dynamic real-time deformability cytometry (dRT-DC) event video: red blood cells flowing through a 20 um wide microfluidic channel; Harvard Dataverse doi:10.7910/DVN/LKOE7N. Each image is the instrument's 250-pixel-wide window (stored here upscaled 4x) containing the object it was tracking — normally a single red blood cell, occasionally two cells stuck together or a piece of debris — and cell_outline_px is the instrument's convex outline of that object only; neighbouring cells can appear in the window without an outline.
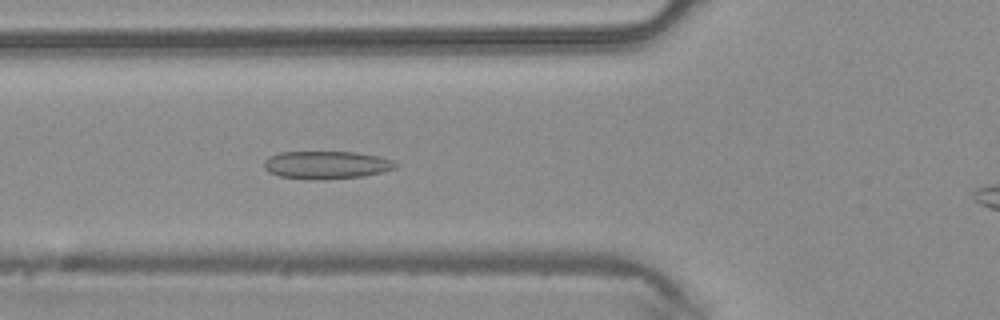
{"species": "common noctule bat (a hibernating species)", "species_latin": "Nyctalus noctula", "temperature_condition": "warm", "stored_images_in_passage": 39, "camera_frame_rate_fps": 3000, "um_per_image_px": 0.085, "animal": {"sex": "male", "body_mass_g": 20.4}, "frame": {"image": 1, "passage_image": 14, "time_ms": 4.333, "image_size_px": [1000, 320], "cell_outline_px": [[396, 168], [380, 172], [360, 176], [324, 180], [312, 180], [280, 176], [268, 172], [264, 168], [264, 160], [268, 156], [280, 152], [356, 152], [380, 156], [392, 160], [396, 164]], "centroid_in_image_um": [27.7, 14.02], "position_along_channel_um": 98.1, "area_um2": 21.39}}
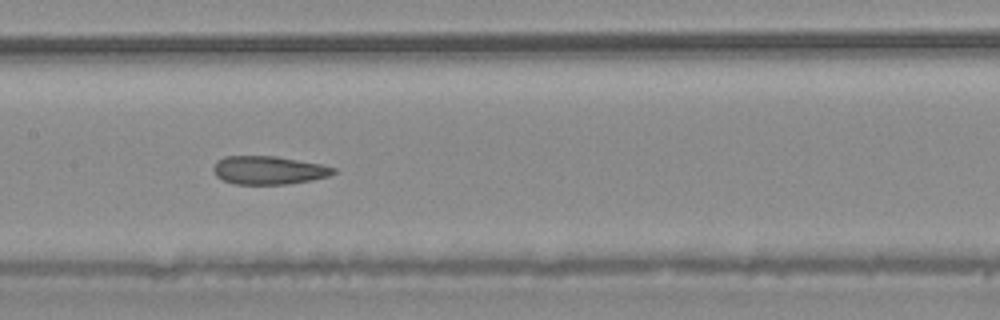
{"frame": {"image": 2, "passage_image": 20, "time_ms": 6.333, "image_size_px": [1000, 320], "cell_outline_px": [[336, 172], [328, 176], [312, 180], [288, 184], [236, 184], [224, 180], [216, 176], [212, 168], [216, 160], [224, 156], [276, 156], [320, 164], [336, 168]], "centroid_in_image_um": [22.81, 14.46], "position_along_channel_um": 184.6, "area_um2": 19.83}}
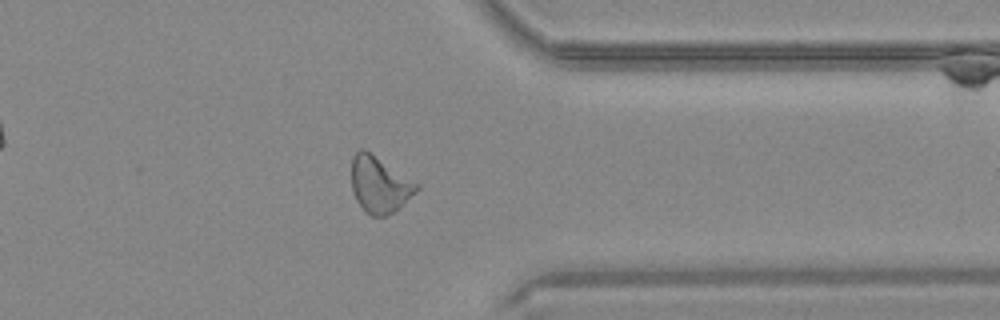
{"frame": {"image": 3, "passage_image": 34, "time_ms": 11.0, "image_size_px": [1000, 320], "cell_outline_px": [[420, 188], [416, 192], [392, 212], [384, 216], [372, 216], [356, 200], [352, 192], [352, 156], [360, 148], [364, 148], [420, 184]], "centroid_in_image_um": [32.25, 15.65], "position_along_channel_um": 379.1, "area_um2": 21.1}}